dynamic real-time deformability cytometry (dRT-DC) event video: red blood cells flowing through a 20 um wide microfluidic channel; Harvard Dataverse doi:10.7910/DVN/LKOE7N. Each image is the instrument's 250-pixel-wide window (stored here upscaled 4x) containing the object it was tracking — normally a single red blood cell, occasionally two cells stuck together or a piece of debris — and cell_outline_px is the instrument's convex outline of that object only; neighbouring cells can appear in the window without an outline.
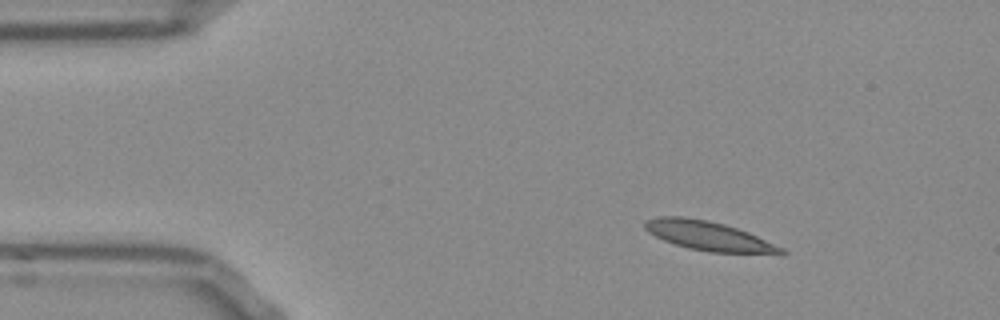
{"species": "Egyptian fruit bat (a non-hibernating species)", "species_latin": "Rousettus aegyptiacus", "temperature_condition": "room temperature", "stored_images_in_passage": 46, "camera_frame_rate_fps": 3000, "um_per_image_px": 0.085, "frame": {"image": 1, "passage_image": 1, "time_ms": 0.0, "image_size_px": [1000, 320], "cell_outline_px": [[788, 252], [784, 256], [708, 252], [688, 248], [664, 240], [648, 232], [644, 228], [644, 220], [660, 216], [680, 216], [708, 220], [724, 224], [748, 232], [784, 248]], "centroid_in_image_um": [60.35, 20.09], "position_along_channel_um": 24.7, "area_um2": 23.81}}
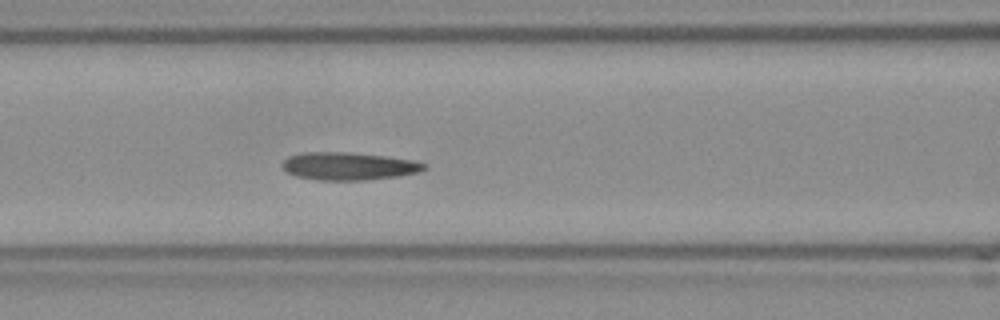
{"frame": {"image": 2, "passage_image": 15, "time_ms": 4.667, "image_size_px": [1000, 320], "cell_outline_px": [[428, 168], [420, 172], [396, 176], [364, 180], [316, 180], [296, 176], [288, 172], [280, 164], [288, 156], [304, 152], [352, 152], [384, 156], [412, 160], [428, 164]], "centroid_in_image_um": [29.64, 14.12], "position_along_channel_um": 137.0, "area_um2": 23.0}}
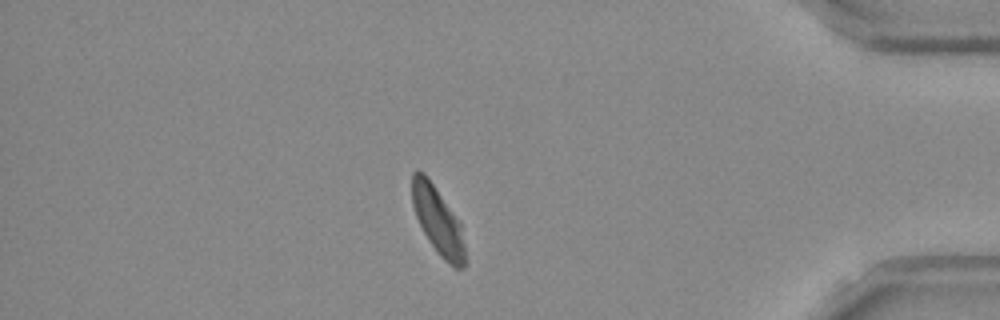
{"frame": {"image": 3, "passage_image": 39, "time_ms": 12.667, "image_size_px": [1000, 320], "cell_outline_px": [[468, 264], [464, 268], [456, 268], [448, 264], [436, 252], [428, 240], [416, 216], [412, 204], [412, 172], [424, 172], [460, 224]], "centroid_in_image_um": [37.23, 18.85], "position_along_channel_um": 398.0, "area_um2": 20.46}, "authors_computed_cell_mechanics": {"area_um2": 22.2819, "velocity_mm_per_s": 3.7637, "shape_relaxation_time_tau1_ms": 8.3911, "shape_relaxation_time_tau2_ms": 1.6164, "deformation_change_tau1": 0.212, "deformation_change_tau2": 0.0775}}